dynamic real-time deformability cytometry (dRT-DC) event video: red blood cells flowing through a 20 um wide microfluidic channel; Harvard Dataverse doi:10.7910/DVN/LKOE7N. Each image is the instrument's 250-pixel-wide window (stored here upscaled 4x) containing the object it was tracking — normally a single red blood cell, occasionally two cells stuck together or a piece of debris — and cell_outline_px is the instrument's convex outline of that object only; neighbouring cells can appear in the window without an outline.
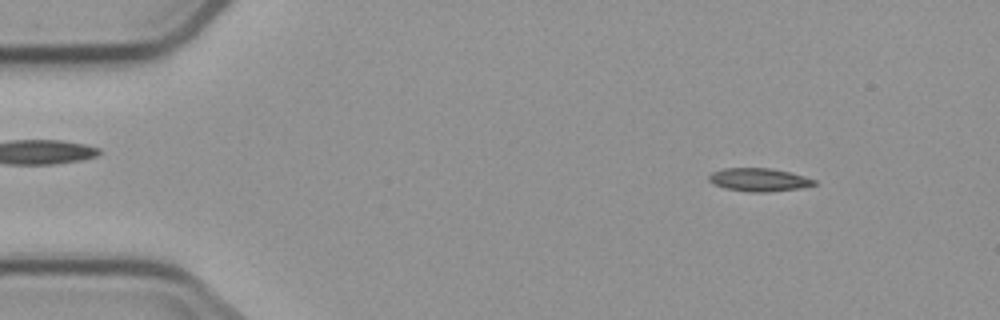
{"species": "common noctule bat (a hibernating species)", "species_latin": "Nyctalus noctula", "temperature_condition": "cold", "stored_images_in_passage": 9, "camera_frame_rate_fps": 3000, "um_per_image_px": 0.085, "animal": {"sex": "male", "body_mass_g": 23.1, "forearm_length_mm": 52.7}, "frame": {"image": 1, "passage_image": 1, "time_ms": 0.0, "image_size_px": [1000, 320], "cell_outline_px": [[816, 184], [800, 188], [768, 192], [748, 192], [724, 188], [712, 184], [708, 180], [708, 176], [712, 172], [724, 168], [772, 168], [804, 176], [816, 180]], "centroid_in_image_um": [64.47, 15.28], "position_along_channel_um": 20.5, "area_um2": 14.28}}
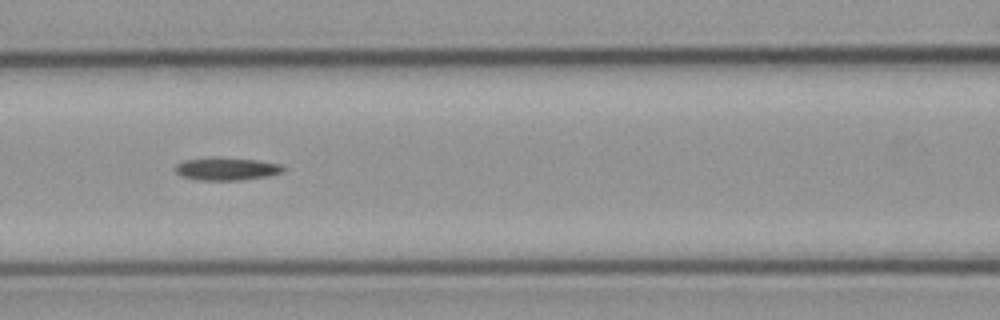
{"frame": {"image": 2, "passage_image": 6, "time_ms": 5.667, "image_size_px": [1000, 320], "cell_outline_px": [[284, 168], [280, 172], [268, 176], [236, 180], [200, 180], [184, 176], [176, 172], [176, 164], [184, 160], [212, 156], [256, 160], [280, 164]], "centroid_in_image_um": [19.22, 14.33], "position_along_channel_um": 147.4, "area_um2": 14.16}}
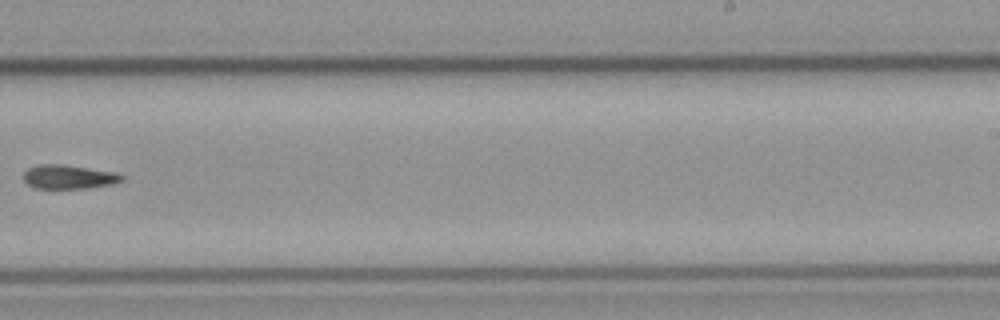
{"frame": {"image": 3, "passage_image": 9, "time_ms": 9.333, "image_size_px": [1000, 320], "cell_outline_px": [[124, 180], [112, 184], [88, 188], [36, 188], [28, 184], [24, 180], [24, 172], [28, 168], [36, 164], [64, 164], [116, 172], [124, 176]], "centroid_in_image_um": [5.85, 15.02], "position_along_channel_um": 283.1, "area_um2": 13.81}}